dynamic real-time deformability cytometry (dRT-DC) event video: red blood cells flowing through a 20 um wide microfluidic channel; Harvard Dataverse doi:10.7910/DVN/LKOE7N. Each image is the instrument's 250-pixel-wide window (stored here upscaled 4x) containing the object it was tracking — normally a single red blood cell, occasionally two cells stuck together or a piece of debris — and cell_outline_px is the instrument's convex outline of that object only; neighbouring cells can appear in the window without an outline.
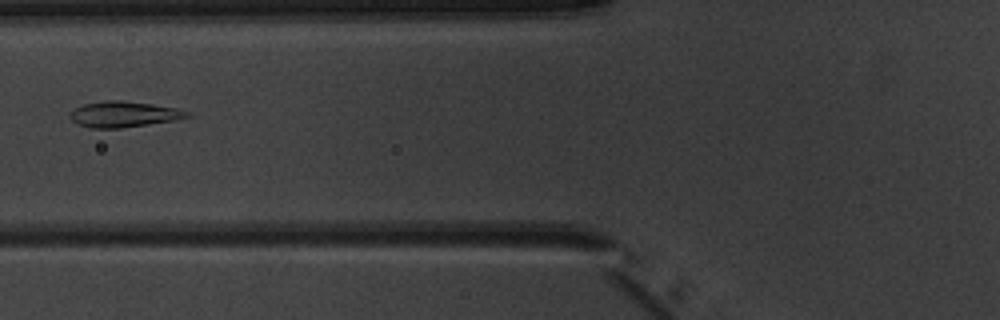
{"species": "common noctule bat (a hibernating species)", "species_latin": "Nyctalus noctula", "temperature_condition": "warm", "stored_images_in_passage": 6, "camera_frame_rate_fps": 3000, "um_per_image_px": 0.085, "animal": {"sex": "male", "body_mass_g": 20.1, "forearm_length_mm": 53.5}, "frame": {"image": 1, "passage_image": 6, "time_ms": 5.667, "image_size_px": [1000, 320], "cell_outline_px": [[192, 116], [172, 120], [148, 124], [120, 128], [92, 128], [80, 124], [72, 120], [68, 116], [76, 108], [84, 104], [104, 100], [120, 100], [152, 104], [176, 108], [188, 112]], "centroid_in_image_um": [10.51, 9.7], "position_along_channel_um": 115.3, "area_um2": 17.28}}